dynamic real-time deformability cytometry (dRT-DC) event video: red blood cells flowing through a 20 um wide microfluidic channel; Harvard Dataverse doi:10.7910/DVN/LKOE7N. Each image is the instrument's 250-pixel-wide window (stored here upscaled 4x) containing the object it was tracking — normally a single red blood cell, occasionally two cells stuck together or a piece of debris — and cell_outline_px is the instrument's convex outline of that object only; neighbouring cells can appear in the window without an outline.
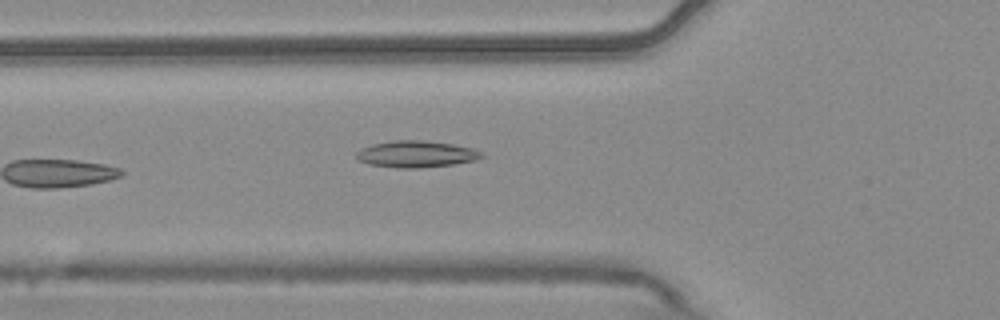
{"species": "common noctule bat (a hibernating species)", "species_latin": "Nyctalus noctula", "temperature_condition": "warm", "stored_images_in_passage": 6, "camera_frame_rate_fps": 3000, "um_per_image_px": 0.085, "animal": {"sex": "male", "body_mass_g": 20.4}, "frame": {"image": 1, "passage_image": 6, "time_ms": 1.667, "image_size_px": [1000, 320], "cell_outline_px": [[484, 156], [476, 160], [452, 164], [420, 168], [396, 168], [368, 164], [356, 160], [356, 152], [360, 148], [372, 144], [392, 140], [424, 140], [452, 144], [472, 148], [484, 152]], "centroid_in_image_um": [35.34, 13.09], "position_along_channel_um": 90.5, "area_um2": 19.65}}